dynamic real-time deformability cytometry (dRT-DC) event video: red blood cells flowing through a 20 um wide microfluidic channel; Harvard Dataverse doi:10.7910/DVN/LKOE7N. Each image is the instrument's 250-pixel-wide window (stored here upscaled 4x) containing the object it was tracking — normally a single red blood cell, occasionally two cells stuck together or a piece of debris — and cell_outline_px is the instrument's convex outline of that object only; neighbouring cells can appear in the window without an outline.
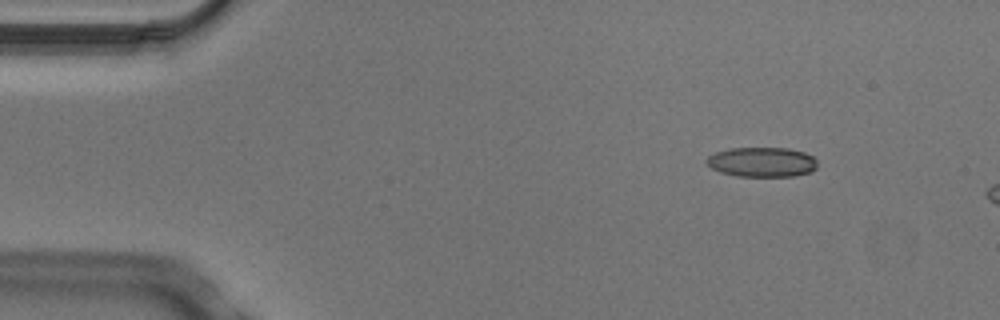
{"species": "Egyptian fruit bat (a non-hibernating species)", "species_latin": "Rousettus aegyptiacus", "temperature_condition": "cold", "stored_images_in_passage": 4, "camera_frame_rate_fps": 3000, "um_per_image_px": 0.085, "animal": {"sex": "male"}, "frame": {"image": 1, "passage_image": 2, "time_ms": 0.333, "image_size_px": [1000, 320], "cell_outline_px": [[816, 168], [812, 172], [796, 176], [736, 176], [720, 172], [712, 168], [704, 160], [708, 156], [716, 152], [728, 148], [788, 148], [804, 152], [812, 156], [816, 160]], "centroid_in_image_um": [64.77, 13.77], "position_along_channel_um": 20.2, "area_um2": 19.31}}